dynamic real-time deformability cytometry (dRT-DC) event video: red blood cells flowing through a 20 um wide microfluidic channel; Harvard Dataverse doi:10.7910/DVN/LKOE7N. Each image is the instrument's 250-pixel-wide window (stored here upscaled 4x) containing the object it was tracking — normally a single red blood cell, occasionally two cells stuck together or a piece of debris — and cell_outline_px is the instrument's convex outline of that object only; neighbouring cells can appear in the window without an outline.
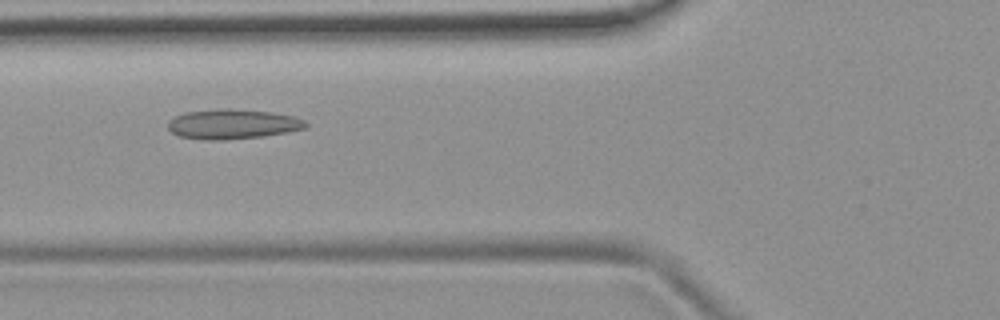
{"species": "common noctule bat (a hibernating species)", "species_latin": "Nyctalus noctula", "temperature_condition": "room temperature", "stored_images_in_passage": 6, "camera_frame_rate_fps": 3000, "um_per_image_px": 0.085, "animal": {"sex": "female", "body_mass_g": 19.9}, "frame": {"image": 1, "passage_image": 6, "time_ms": 5.667, "image_size_px": [1000, 320], "cell_outline_px": [[308, 124], [304, 128], [288, 132], [264, 136], [224, 140], [208, 140], [180, 136], [172, 132], [168, 128], [168, 120], [184, 112], [220, 108], [232, 108], [272, 112], [292, 116], [304, 120]], "centroid_in_image_um": [19.76, 10.54], "position_along_channel_um": 106.0, "area_um2": 23.99}}